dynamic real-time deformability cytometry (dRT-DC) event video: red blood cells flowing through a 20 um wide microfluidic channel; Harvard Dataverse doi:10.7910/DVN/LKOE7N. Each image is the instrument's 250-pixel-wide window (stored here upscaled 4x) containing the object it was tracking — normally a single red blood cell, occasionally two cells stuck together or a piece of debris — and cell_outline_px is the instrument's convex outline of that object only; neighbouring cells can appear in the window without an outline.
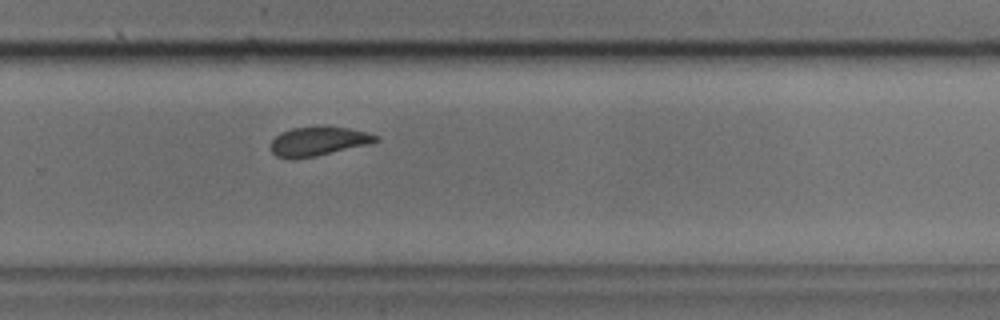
{"species": "common noctule bat (a hibernating species)", "species_latin": "Nyctalus noctula", "temperature_condition": "cold", "stored_images_in_passage": 25, "camera_frame_rate_fps": 3000, "um_per_image_px": 0.085, "animal": {"sex": "male", "body_mass_g": 17.9, "forearm_length_mm": 54.2}, "frame": {"image": 1, "passage_image": 18, "time_ms": 5.667, "image_size_px": [1000, 320], "cell_outline_px": [[380, 140], [372, 144], [316, 156], [292, 160], [276, 156], [268, 148], [268, 144], [280, 132], [292, 128], [348, 128], [368, 132], [380, 136]], "centroid_in_image_um": [27.05, 12.05], "position_along_channel_um": 302.8, "area_um2": 17.92}}